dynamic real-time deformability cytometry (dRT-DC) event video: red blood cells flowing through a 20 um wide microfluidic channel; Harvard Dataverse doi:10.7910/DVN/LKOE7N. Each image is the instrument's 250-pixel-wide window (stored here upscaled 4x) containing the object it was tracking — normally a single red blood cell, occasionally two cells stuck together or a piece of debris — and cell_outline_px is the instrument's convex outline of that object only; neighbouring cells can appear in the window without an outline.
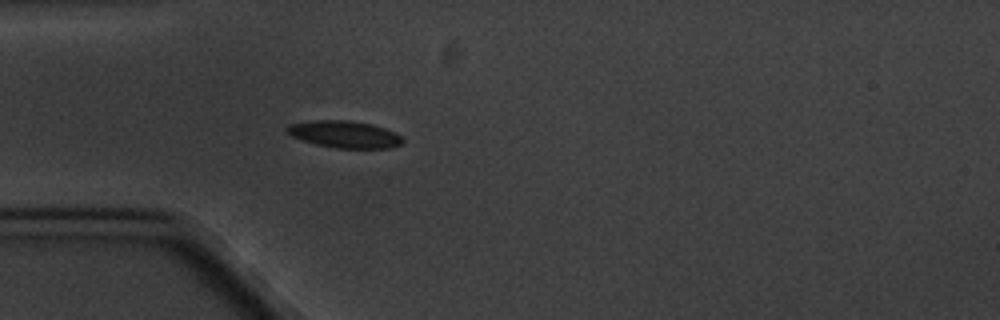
{"species": "common noctule bat (a hibernating species)", "species_latin": "Nyctalus noctula", "temperature_condition": "cold", "stored_images_in_passage": 1, "camera_frame_rate_fps": 3000, "um_per_image_px": 0.085, "animal": {"sex": "male", "body_mass_g": 20.1, "forearm_length_mm": 53.5}, "frame": {"image": 1, "passage_image": 1, "time_ms": 0.0, "image_size_px": [1000, 320], "cell_outline_px": [[404, 144], [388, 148], [336, 148], [316, 144], [292, 136], [288, 132], [288, 124], [316, 120], [344, 120], [372, 124], [396, 132], [404, 140]], "centroid_in_image_um": [29.34, 11.42], "position_along_channel_um": 55.7, "area_um2": 18.03}}